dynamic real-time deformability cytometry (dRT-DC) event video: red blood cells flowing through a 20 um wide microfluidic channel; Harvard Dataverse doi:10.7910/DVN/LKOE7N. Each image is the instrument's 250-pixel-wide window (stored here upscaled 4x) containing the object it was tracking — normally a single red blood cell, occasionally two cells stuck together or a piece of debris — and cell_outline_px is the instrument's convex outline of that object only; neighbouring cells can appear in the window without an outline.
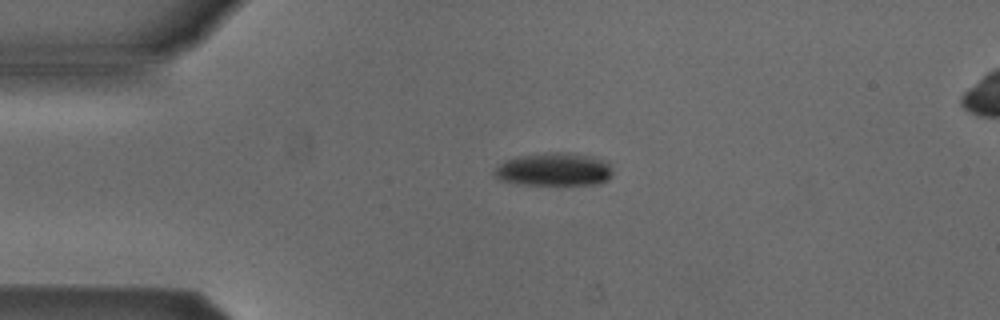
{"species": "Egyptian fruit bat (a non-hibernating species)", "species_latin": "Rousettus aegyptiacus", "temperature_condition": "cold", "stored_images_in_passage": 42, "camera_frame_rate_fps": 3000, "um_per_image_px": 0.085, "animal": {"sex": "male"}, "frame": {"image": 1, "passage_image": 1, "time_ms": 0.0, "image_size_px": [1000, 320], "cell_outline_px": [[612, 176], [608, 180], [596, 184], [520, 184], [504, 180], [496, 176], [492, 172], [504, 160], [516, 156], [544, 152], [576, 152], [596, 156], [608, 160], [612, 168]], "centroid_in_image_um": [47.17, 14.36], "position_along_channel_um": 37.8, "area_um2": 23.24}}
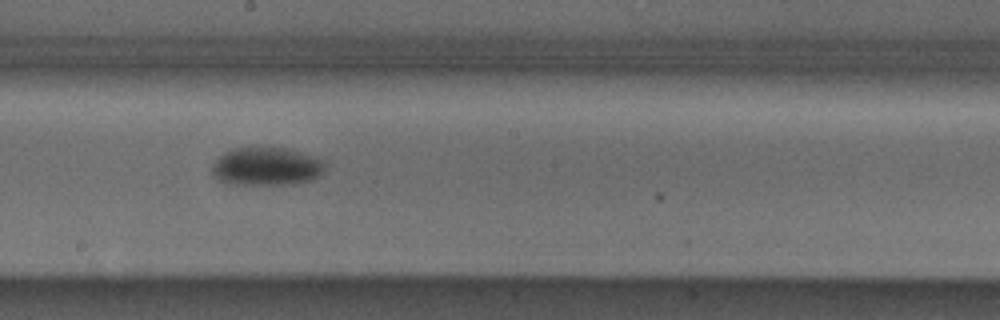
{"frame": {"image": 2, "passage_image": 18, "time_ms": 5.667, "image_size_px": [1000, 320], "cell_outline_px": [[324, 168], [316, 176], [308, 180], [292, 184], [232, 184], [220, 180], [212, 172], [212, 164], [224, 152], [232, 148], [256, 144], [292, 148], [316, 156], [324, 164]], "centroid_in_image_um": [22.62, 14.07], "position_along_channel_um": 225.6, "area_um2": 25.72}}
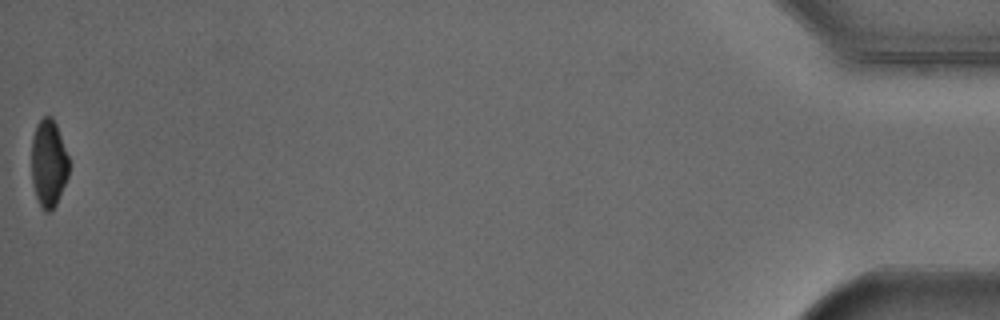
{"frame": {"image": 3, "passage_image": 42, "time_ms": 13.667, "image_size_px": [1000, 320], "cell_outline_px": [[68, 176], [56, 204], [52, 212], [44, 212], [36, 196], [32, 180], [32, 136], [36, 124], [44, 116], [52, 116], [56, 124], [68, 156]], "centroid_in_image_um": [4.12, 13.88], "position_along_channel_um": 431.1, "area_um2": 18.96}, "authors_computed_cell_mechanics": {"area_um2": 24.1604, "velocity_mm_per_s": 3.8634, "shape_relaxation_time_tau1_ms": 2.8151, "shape_relaxation_time_tau2_ms": null, "deformation_change_tau1": 0.121, "deformation_change_tau2": null}}